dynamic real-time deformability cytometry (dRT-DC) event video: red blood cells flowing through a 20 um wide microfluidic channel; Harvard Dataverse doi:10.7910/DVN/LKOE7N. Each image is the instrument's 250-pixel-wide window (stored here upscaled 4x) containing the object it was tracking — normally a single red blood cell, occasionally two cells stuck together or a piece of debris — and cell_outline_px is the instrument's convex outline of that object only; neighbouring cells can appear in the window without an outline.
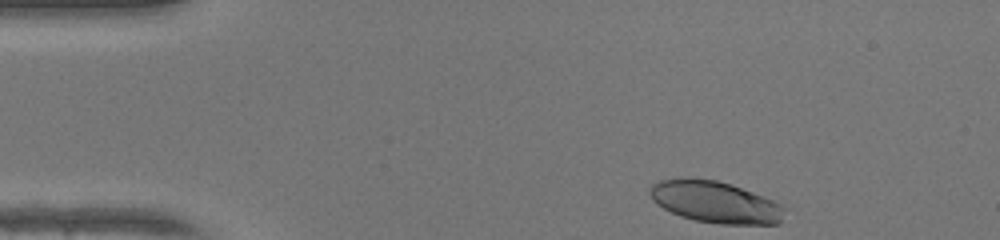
{"species": "human", "species_latin": "Homo sapiens", "temperature_condition": "warm", "stored_images_in_passage": 43, "camera_frame_rate_fps": 3000, "um_per_image_px": 0.085, "donor": {"sex": "female"}, "frame": {"image": 1, "passage_image": 1, "time_ms": 0.0, "image_size_px": [1000, 240], "cell_outline_px": [[780, 224], [720, 224], [696, 220], [680, 216], [656, 204], [652, 200], [648, 192], [652, 184], [660, 180], [716, 180], [740, 188], [772, 200], [780, 204]], "centroid_in_image_um": [60.73, 17.2], "position_along_channel_um": 24.3, "area_um2": 31.5}}
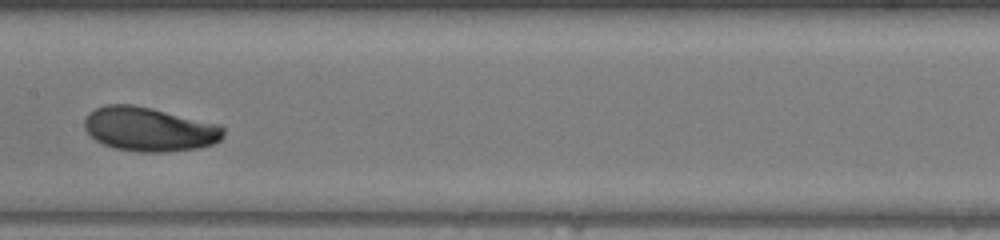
{"frame": {"image": 2, "passage_image": 19, "time_ms": 6.0, "image_size_px": [1000, 240], "cell_outline_px": [[224, 136], [220, 140], [212, 144], [200, 148], [168, 152], [140, 152], [116, 148], [104, 144], [96, 140], [84, 128], [84, 120], [88, 112], [104, 104], [132, 104], [152, 108], [220, 124], [224, 128]], "centroid_in_image_um": [12.7, 10.97], "position_along_channel_um": 194.7, "area_um2": 35.95}}
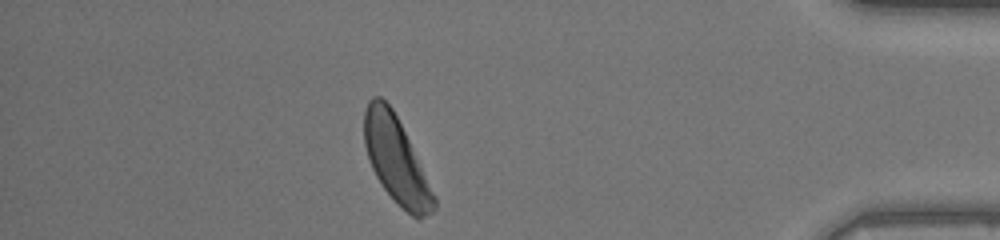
{"frame": {"image": 3, "passage_image": 37, "time_ms": 12.0, "image_size_px": [1000, 240], "cell_outline_px": [[436, 208], [432, 212], [424, 216], [412, 216], [384, 188], [376, 176], [368, 160], [364, 144], [364, 112], [368, 100], [372, 96], [380, 96], [392, 108], [436, 196]], "centroid_in_image_um": [33.64, 13.56], "position_along_channel_um": 401.6, "area_um2": 34.04}, "authors_computed_cell_mechanics": {"area_um2": 34.5644, "velocity_mm_per_s": 4.1976, "shape_relaxation_time_tau1_ms": 3.9458, "shape_relaxation_time_tau2_ms": null, "deformation_change_tau1": 0.1646, "deformation_change_tau2": null}}